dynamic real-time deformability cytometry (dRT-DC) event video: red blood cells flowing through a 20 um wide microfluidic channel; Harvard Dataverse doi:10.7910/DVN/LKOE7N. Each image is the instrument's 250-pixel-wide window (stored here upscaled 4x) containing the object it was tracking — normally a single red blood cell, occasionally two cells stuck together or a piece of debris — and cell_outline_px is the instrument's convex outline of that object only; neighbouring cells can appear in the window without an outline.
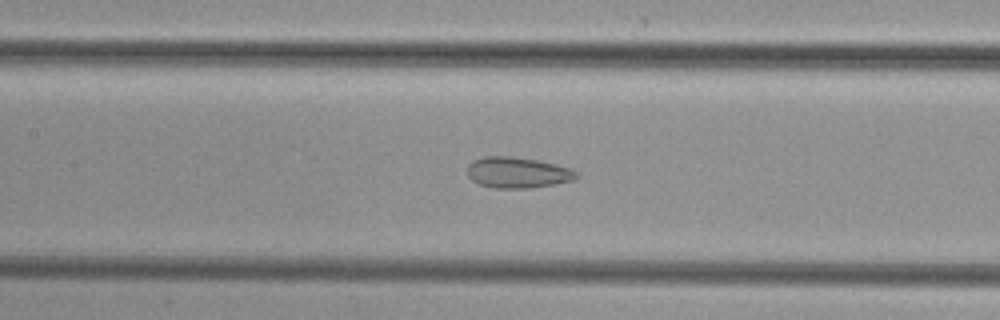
{"species": "common noctule bat (a hibernating species)", "species_latin": "Nyctalus noctula", "temperature_condition": "cold", "stored_images_in_passage": 44, "camera_frame_rate_fps": 3000, "um_per_image_px": 0.085, "animal": {"sex": "female", "body_mass_g": 29.2, "forearm_length_mm": 56.3}, "frame": {"image": 1, "passage_image": 18, "time_ms": 5.667, "image_size_px": [1000, 320], "cell_outline_px": [[580, 176], [576, 180], [556, 184], [528, 188], [492, 188], [480, 184], [472, 180], [468, 176], [468, 164], [472, 160], [484, 156], [512, 156], [536, 160], [556, 164], [572, 168], [580, 172]], "centroid_in_image_um": [44.05, 14.66], "position_along_channel_um": 163.4, "area_um2": 20.0}}
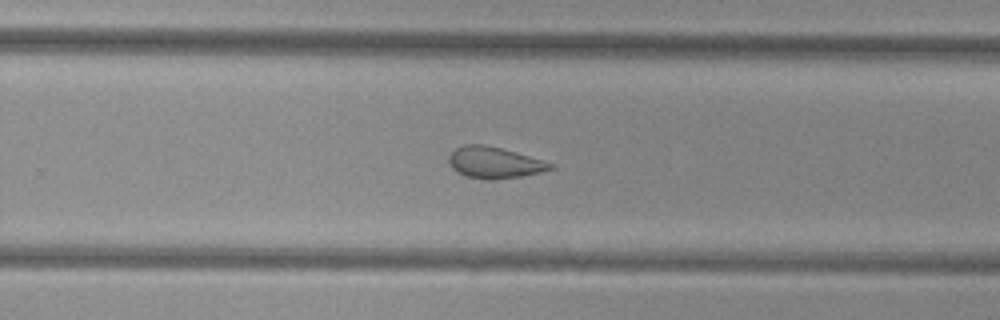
{"frame": {"image": 2, "passage_image": 27, "time_ms": 8.667, "image_size_px": [1000, 320], "cell_outline_px": [[556, 164], [552, 168], [540, 172], [520, 176], [496, 180], [488, 180], [464, 176], [456, 172], [452, 168], [448, 160], [448, 156], [456, 148], [464, 144], [484, 144], [500, 148], [544, 160]], "centroid_in_image_um": [41.99, 13.82], "position_along_channel_um": 287.8, "area_um2": 18.61}}
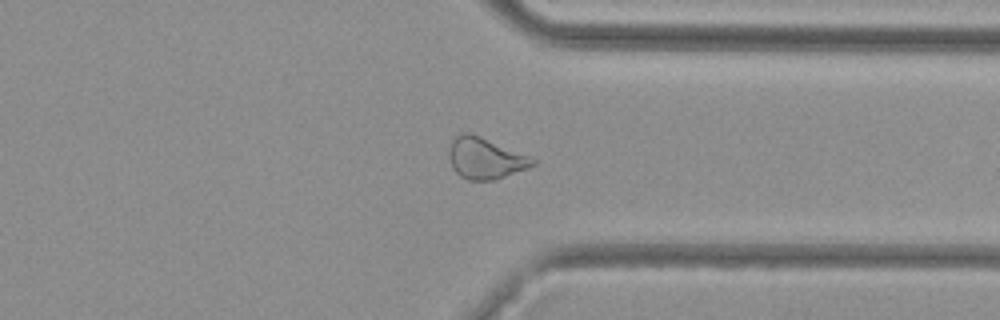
{"frame": {"image": 3, "passage_image": 33, "time_ms": 10.667, "image_size_px": [1000, 320], "cell_outline_px": [[536, 164], [496, 180], [468, 180], [460, 176], [452, 168], [448, 156], [448, 152], [452, 140], [456, 136], [464, 132], [468, 132], [528, 156], [536, 160]], "centroid_in_image_um": [41.2, 13.48], "position_along_channel_um": 370.2, "area_um2": 19.71}}